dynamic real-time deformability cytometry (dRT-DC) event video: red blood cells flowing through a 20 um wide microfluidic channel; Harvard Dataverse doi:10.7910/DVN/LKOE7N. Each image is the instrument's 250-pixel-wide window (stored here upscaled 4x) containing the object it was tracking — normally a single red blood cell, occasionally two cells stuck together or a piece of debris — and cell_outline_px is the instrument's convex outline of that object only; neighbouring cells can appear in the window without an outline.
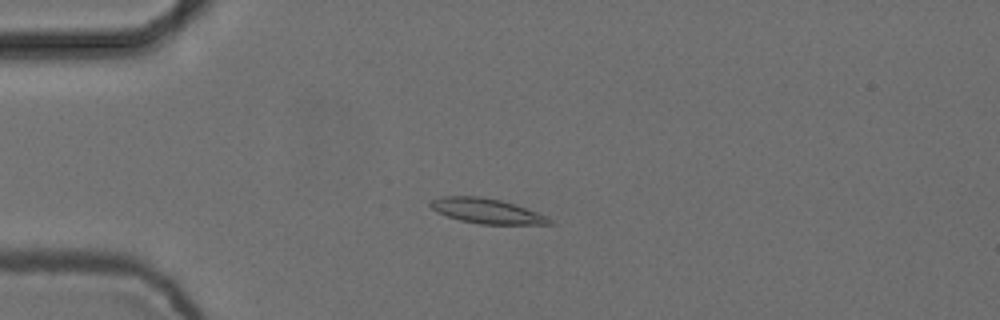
{"species": "common noctule bat (a hibernating species)", "species_latin": "Nyctalus noctula", "temperature_condition": "cold", "stored_images_in_passage": 10, "camera_frame_rate_fps": 3000, "um_per_image_px": 0.085, "animal": {"sex": "female", "body_mass_g": 24.6, "forearm_length_mm": 56.2}, "frame": {"image": 1, "passage_image": 4, "time_ms": 1.0, "image_size_px": [1000, 320], "cell_outline_px": [[556, 224], [480, 224], [460, 220], [436, 212], [428, 204], [432, 200], [440, 196], [480, 196], [500, 200], [548, 216]], "centroid_in_image_um": [41.35, 17.93], "position_along_channel_um": 43.7, "area_um2": 17.17}}
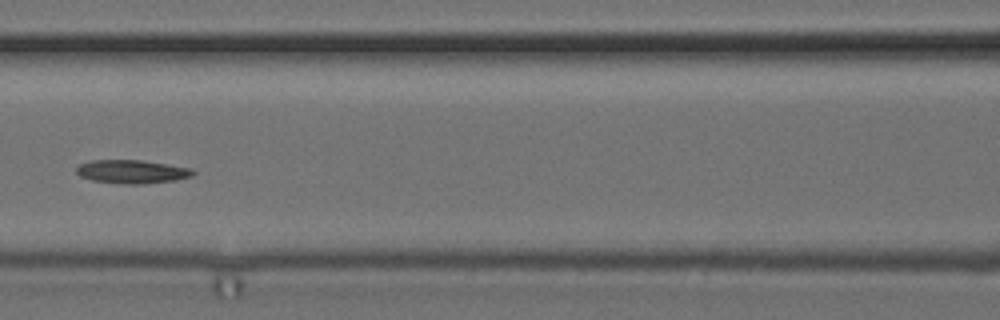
{"frame": {"image": 2, "passage_image": 7, "time_ms": 2.0, "image_size_px": [1000, 320], "cell_outline_px": [[196, 172], [192, 176], [176, 180], [140, 184], [124, 184], [92, 180], [80, 176], [76, 172], [76, 168], [80, 164], [92, 160], [140, 160], [192, 168]], "centroid_in_image_um": [11.23, 14.59], "position_along_channel_um": 155.4, "area_um2": 15.9}}
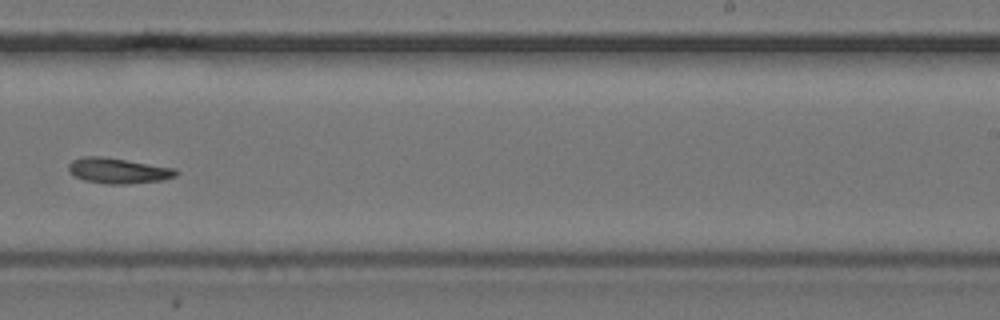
{"frame": {"image": 3, "passage_image": 10, "time_ms": 3.0, "image_size_px": [1000, 320], "cell_outline_px": [[180, 172], [176, 176], [164, 180], [128, 184], [104, 184], [84, 180], [68, 172], [68, 164], [72, 160], [84, 156], [104, 156], [176, 168]], "centroid_in_image_um": [10.06, 14.51], "position_along_channel_um": 278.9, "area_um2": 16.24}}